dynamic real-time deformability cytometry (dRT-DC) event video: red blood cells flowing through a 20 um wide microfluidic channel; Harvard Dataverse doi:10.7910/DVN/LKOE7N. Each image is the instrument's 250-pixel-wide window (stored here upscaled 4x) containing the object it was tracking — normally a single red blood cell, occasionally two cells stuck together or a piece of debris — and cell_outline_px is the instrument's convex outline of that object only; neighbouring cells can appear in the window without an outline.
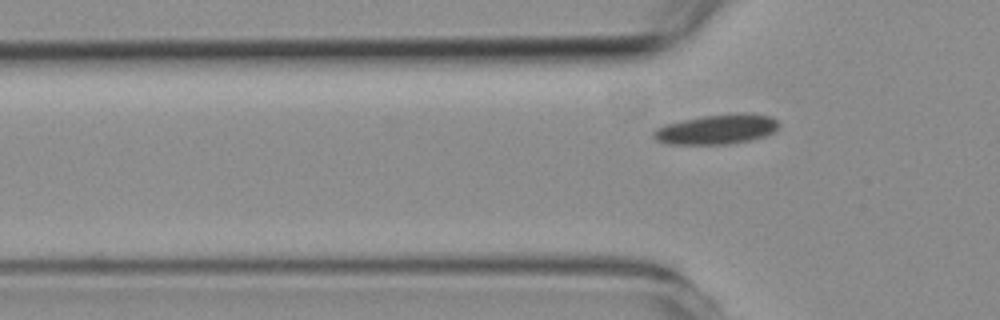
{"species": "common noctule bat (a hibernating species)", "species_latin": "Nyctalus noctula", "temperature_condition": "room temperature", "stored_images_in_passage": 4, "camera_frame_rate_fps": 3000, "um_per_image_px": 0.085, "animal": {"sex": "female", "body_mass_g": 19.3, "forearm_length_mm": 54.1}, "frame": {"image": 1, "passage_image": 4, "time_ms": 3.333, "image_size_px": [1000, 320], "cell_outline_px": [[780, 124], [772, 132], [764, 136], [748, 140], [728, 144], [668, 144], [656, 140], [652, 136], [652, 132], [656, 128], [664, 124], [704, 116], [744, 112], [748, 112], [772, 116]], "centroid_in_image_um": [60.91, 10.98], "position_along_channel_um": 64.9, "area_um2": 21.73}}